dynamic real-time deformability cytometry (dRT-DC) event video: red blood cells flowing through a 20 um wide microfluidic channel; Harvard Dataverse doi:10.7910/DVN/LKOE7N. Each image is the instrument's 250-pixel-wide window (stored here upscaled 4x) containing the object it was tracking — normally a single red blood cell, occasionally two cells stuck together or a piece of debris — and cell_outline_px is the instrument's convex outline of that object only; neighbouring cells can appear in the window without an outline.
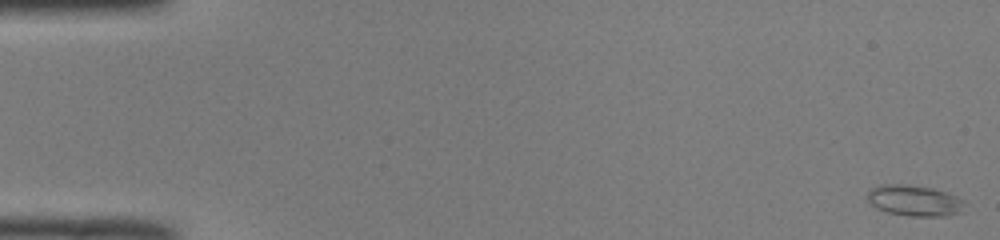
{"species": "common noctule bat (a hibernating species)", "species_latin": "Nyctalus noctula", "temperature_condition": "room temperature", "stored_images_in_passage": 3, "camera_frame_rate_fps": 3000, "um_per_image_px": 0.085, "animal": {"sex": "male", "body_mass_g": 19.0, "forearm_length_mm": 50.8}, "frame": {"image": 1, "passage_image": 1, "time_ms": 0.0, "image_size_px": [1000, 240], "cell_outline_px": [[964, 200], [960, 212], [944, 216], [908, 216], [888, 212], [876, 208], [868, 200], [868, 188], [880, 184], [908, 184], [932, 188], [956, 196]], "centroid_in_image_um": [77.67, 17.03], "position_along_channel_um": 7.3, "area_um2": 17.46}}